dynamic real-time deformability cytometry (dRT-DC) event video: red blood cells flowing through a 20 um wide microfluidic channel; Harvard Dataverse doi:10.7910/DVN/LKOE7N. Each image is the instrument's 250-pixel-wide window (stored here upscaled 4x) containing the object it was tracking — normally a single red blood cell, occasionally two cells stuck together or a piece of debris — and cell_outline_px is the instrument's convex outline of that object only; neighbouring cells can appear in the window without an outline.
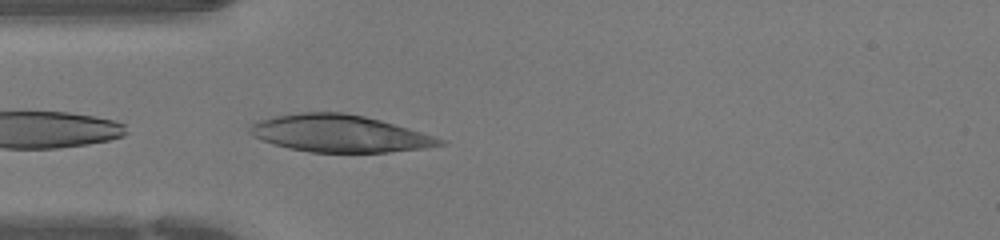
{"species": "human", "species_latin": "Homo sapiens", "temperature_condition": "warm", "stored_images_in_passage": 19, "camera_frame_rate_fps": 3000, "um_per_image_px": 0.085, "donor": {"sex": "female"}, "frame": {"image": 1, "passage_image": 1, "time_ms": 0.0, "image_size_px": [1000, 240], "cell_outline_px": [[448, 144], [424, 148], [388, 152], [308, 152], [288, 148], [252, 136], [248, 132], [248, 128], [256, 120], [272, 116], [300, 112], [344, 112], [364, 116], [380, 120], [436, 136], [448, 140]], "centroid_in_image_um": [28.87, 11.34], "position_along_channel_um": 56.1, "area_um2": 41.33}}
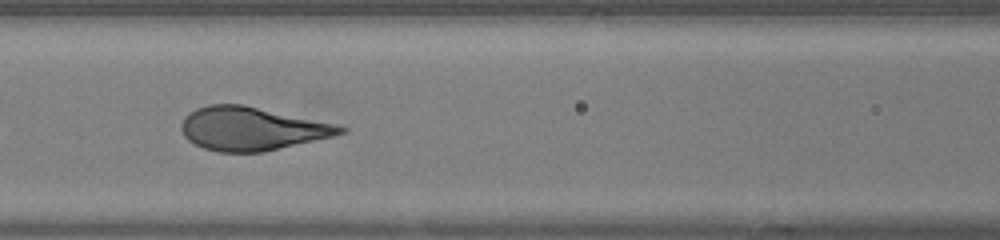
{"frame": {"image": 2, "passage_image": 7, "time_ms": 2.0, "image_size_px": [1000, 240], "cell_outline_px": [[348, 132], [332, 136], [264, 152], [216, 152], [204, 148], [188, 140], [184, 136], [180, 128], [180, 124], [184, 116], [188, 112], [196, 108], [208, 104], [244, 104], [336, 124], [348, 128]], "centroid_in_image_um": [21.36, 10.93], "position_along_channel_um": 145.2, "area_um2": 40.34}}
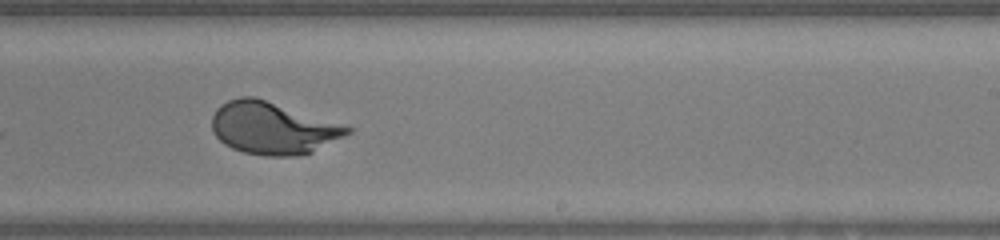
{"frame": {"image": 3, "passage_image": 15, "time_ms": 4.667, "image_size_px": [1000, 240], "cell_outline_px": [[352, 132], [312, 152], [296, 156], [264, 156], [244, 152], [232, 148], [224, 144], [212, 132], [212, 116], [216, 108], [220, 104], [228, 100], [240, 96], [252, 96], [352, 128]], "centroid_in_image_um": [23.12, 10.9], "position_along_channel_um": 265.9, "area_um2": 40.63}}